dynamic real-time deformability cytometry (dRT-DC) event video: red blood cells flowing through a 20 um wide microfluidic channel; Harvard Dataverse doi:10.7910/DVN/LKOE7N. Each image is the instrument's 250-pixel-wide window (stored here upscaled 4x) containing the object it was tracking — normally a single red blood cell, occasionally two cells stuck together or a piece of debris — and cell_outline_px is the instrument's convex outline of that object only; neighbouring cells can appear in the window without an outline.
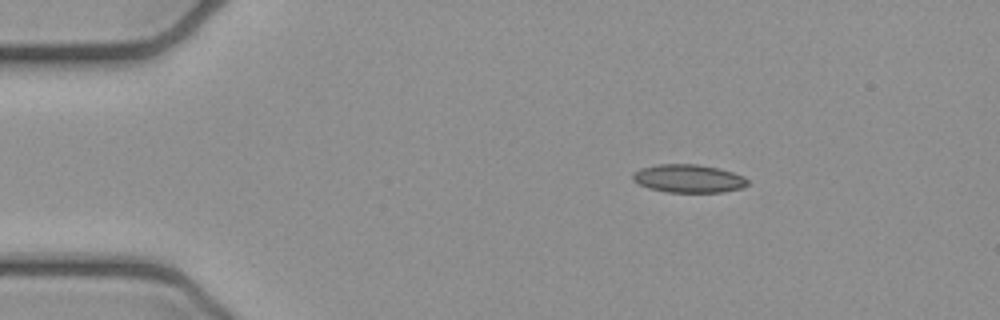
{"species": "common noctule bat (a hibernating species)", "species_latin": "Nyctalus noctula", "temperature_condition": "cold", "stored_images_in_passage": 5, "camera_frame_rate_fps": 3000, "um_per_image_px": 0.085, "animal": {"sex": "female", "body_mass_g": 21.9}, "frame": {"image": 1, "passage_image": 2, "time_ms": 0.333, "image_size_px": [1000, 320], "cell_outline_px": [[748, 184], [740, 188], [724, 192], [668, 192], [648, 188], [632, 180], [632, 172], [640, 168], [656, 164], [696, 164], [720, 168], [744, 176], [748, 180]], "centroid_in_image_um": [58.5, 15.17], "position_along_channel_um": 26.5, "area_um2": 18.96}}
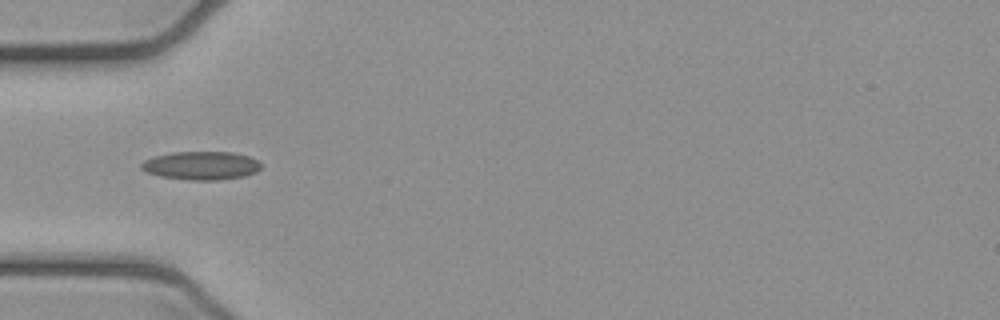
{"frame": {"image": 2, "passage_image": 4, "time_ms": 1.0, "image_size_px": [1000, 320], "cell_outline_px": [[260, 168], [256, 172], [244, 176], [216, 180], [192, 180], [160, 176], [148, 172], [140, 168], [140, 164], [144, 160], [156, 156], [172, 152], [232, 152], [248, 156], [256, 160], [260, 164]], "centroid_in_image_um": [17.09, 14.07], "position_along_channel_um": 67.9, "area_um2": 19.59}}
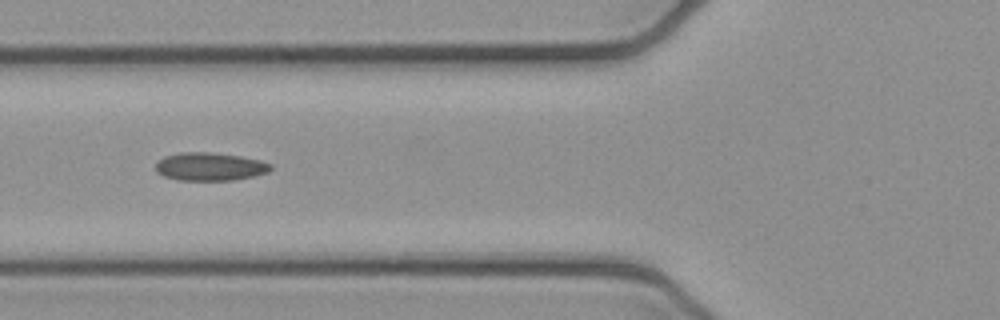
{"frame": {"image": 3, "passage_image": 5, "time_ms": 1.333, "image_size_px": [1000, 320], "cell_outline_px": [[272, 168], [268, 172], [252, 176], [232, 180], [180, 180], [164, 176], [156, 172], [156, 164], [164, 156], [180, 152], [212, 152], [240, 156], [260, 160], [272, 164]], "centroid_in_image_um": [17.84, 14.15], "position_along_channel_um": 108.0, "area_um2": 18.79}}